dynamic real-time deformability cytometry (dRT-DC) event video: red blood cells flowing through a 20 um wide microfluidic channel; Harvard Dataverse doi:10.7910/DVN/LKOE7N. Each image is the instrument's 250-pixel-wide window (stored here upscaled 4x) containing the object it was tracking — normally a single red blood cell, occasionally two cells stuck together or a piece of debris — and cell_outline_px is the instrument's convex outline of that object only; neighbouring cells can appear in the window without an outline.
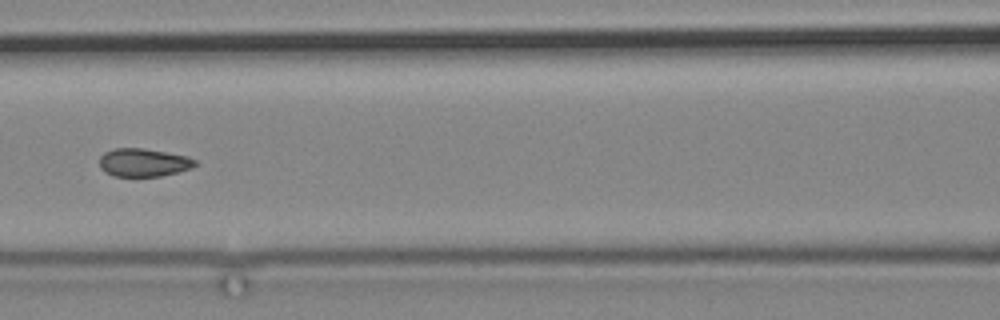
{"species": "common noctule bat (a hibernating species)", "species_latin": "Nyctalus noctula", "temperature_condition": "cold", "stored_images_in_passage": 14, "camera_frame_rate_fps": 3000, "um_per_image_px": 0.085, "animal": {"sex": "male", "body_mass_g": 19.2, "forearm_length_mm": 51.8}, "frame": {"image": 1, "passage_image": 12, "time_ms": 14.333, "image_size_px": [1000, 320], "cell_outline_px": [[196, 164], [192, 168], [160, 176], [112, 176], [104, 172], [100, 168], [100, 156], [104, 152], [112, 148], [144, 148], [188, 156], [196, 160]], "centroid_in_image_um": [12.17, 13.81], "position_along_channel_um": 154.4, "area_um2": 15.78}}
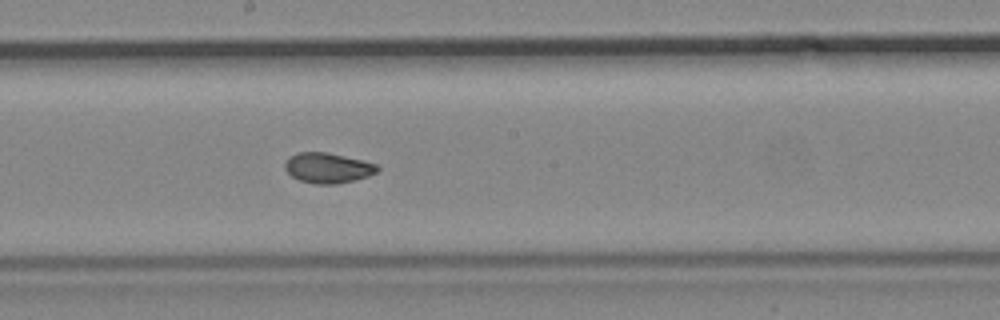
{"frame": {"image": 2, "passage_image": 14, "time_ms": 16.333, "image_size_px": [1000, 320], "cell_outline_px": [[380, 168], [376, 172], [368, 176], [336, 184], [316, 184], [300, 180], [292, 176], [284, 168], [284, 164], [288, 156], [296, 152], [328, 152], [364, 160], [376, 164]], "centroid_in_image_um": [27.84, 14.25], "position_along_channel_um": 220.4, "area_um2": 16.36}}